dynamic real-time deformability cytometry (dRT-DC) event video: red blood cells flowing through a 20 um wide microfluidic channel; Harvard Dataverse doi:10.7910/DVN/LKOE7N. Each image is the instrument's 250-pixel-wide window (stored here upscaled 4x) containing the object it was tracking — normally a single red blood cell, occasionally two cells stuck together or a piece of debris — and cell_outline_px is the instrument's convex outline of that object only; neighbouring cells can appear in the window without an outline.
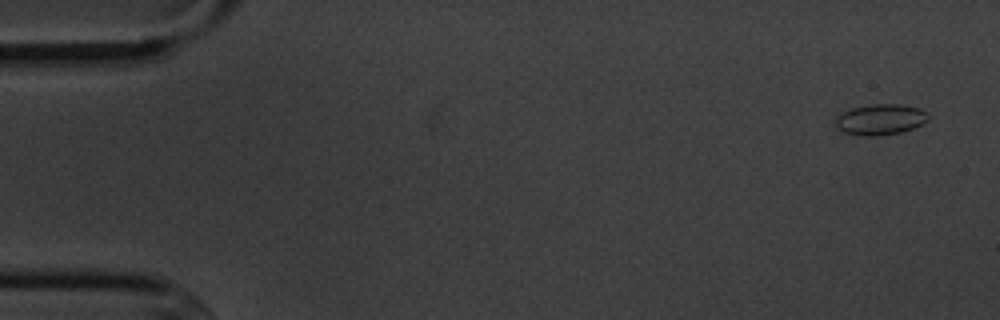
{"species": "common noctule bat (a hibernating species)", "species_latin": "Nyctalus noctula", "temperature_condition": "cold", "stored_images_in_passage": 5, "camera_frame_rate_fps": 3000, "um_per_image_px": 0.085, "animal": {"sex": "male", "body_mass_g": 20.1, "forearm_length_mm": 53.5}, "frame": {"image": 1, "passage_image": 1, "time_ms": 0.0, "image_size_px": [1000, 320], "cell_outline_px": [[928, 120], [912, 128], [900, 132], [876, 136], [860, 136], [844, 132], [836, 128], [836, 116], [852, 108], [872, 104], [900, 104], [920, 108], [928, 116]], "centroid_in_image_um": [74.8, 10.16], "position_along_channel_um": 10.2, "area_um2": 16.47}}
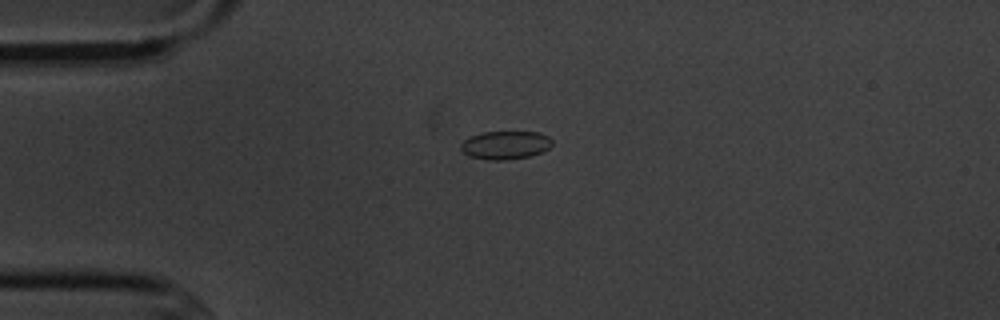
{"frame": {"image": 2, "passage_image": 4, "time_ms": 3.667, "image_size_px": [1000, 320], "cell_outline_px": [[552, 144], [548, 148], [532, 156], [504, 160], [488, 160], [468, 156], [460, 148], [460, 144], [464, 140], [472, 136], [484, 132], [540, 132], [548, 136], [552, 140]], "centroid_in_image_um": [42.96, 12.34], "position_along_channel_um": 42.0, "area_um2": 15.03}}